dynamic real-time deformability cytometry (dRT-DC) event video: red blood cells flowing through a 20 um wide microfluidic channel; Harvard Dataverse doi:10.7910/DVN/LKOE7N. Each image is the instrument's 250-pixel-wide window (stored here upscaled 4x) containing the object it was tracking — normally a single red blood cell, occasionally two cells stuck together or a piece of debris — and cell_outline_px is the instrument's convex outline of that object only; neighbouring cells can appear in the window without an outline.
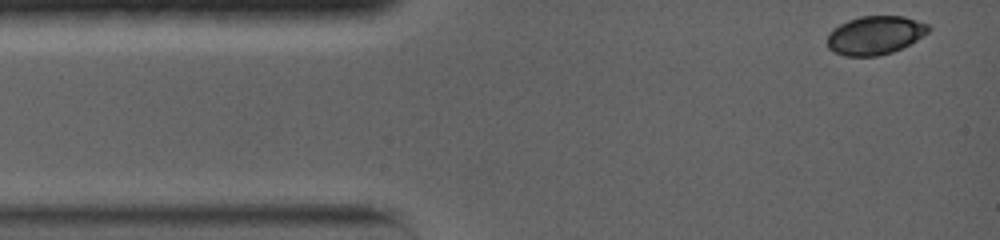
{"species": "common noctule bat (a hibernating species)", "species_latin": "Nyctalus noctula", "temperature_condition": "warm", "stored_images_in_passage": 47, "camera_frame_rate_fps": 5000, "um_per_image_px": 0.085, "animal": {"sex": "female", "body_mass_g": 19.0, "forearm_length_mm": 56.7}, "frame": {"image": 1, "passage_image": 1, "time_ms": 0.0, "image_size_px": [1000, 240], "cell_outline_px": [[932, 28], [928, 32], [916, 40], [892, 52], [876, 56], [844, 56], [832, 52], [828, 48], [828, 36], [832, 28], [848, 20], [860, 16], [904, 16], [928, 24]], "centroid_in_image_um": [74.36, 2.99], "position_along_channel_um": 10.6, "area_um2": 22.72}}
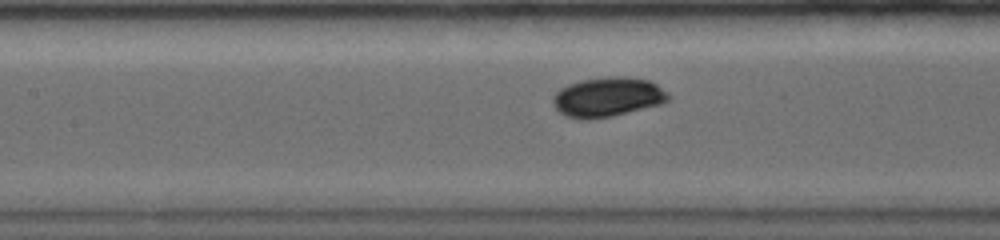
{"frame": {"image": 2, "passage_image": 20, "time_ms": 5.6, "image_size_px": [1000, 240], "cell_outline_px": [[668, 100], [660, 104], [612, 116], [588, 120], [580, 120], [564, 116], [552, 104], [552, 96], [560, 88], [568, 84], [580, 80], [608, 76], [628, 76], [648, 80], [656, 84], [668, 92]], "centroid_in_image_um": [51.6, 8.24], "position_along_channel_um": 155.8, "area_um2": 26.82}}
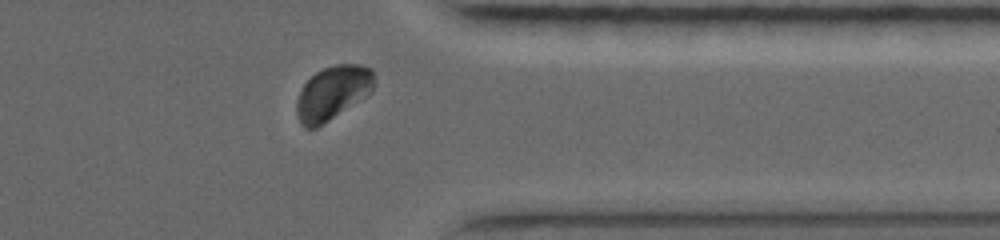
{"frame": {"image": 3, "passage_image": 42, "time_ms": 11.8, "image_size_px": [1000, 240], "cell_outline_px": [[372, 92], [316, 128], [304, 128], [300, 124], [296, 112], [296, 100], [304, 84], [316, 72], [324, 68], [336, 64], [360, 64], [372, 68]], "centroid_in_image_um": [28.24, 7.89], "position_along_channel_um": 383.2, "area_um2": 23.99}, "authors_computed_cell_mechanics": {"area_um2": 24.6806, "velocity_mm_per_s": 3.7332, "shape_relaxation_time_tau1_ms": 1.6429, "shape_relaxation_time_tau2_ms": 1.4761, "deformation_change_tau1": 0.0881, "deformation_change_tau2": 0.0233}}